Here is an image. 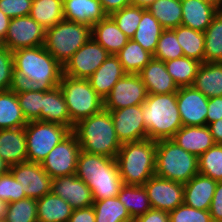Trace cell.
<instances>
[{"instance_id":"7402d4cb","label":"cell","mask_w":222,"mask_h":222,"mask_svg":"<svg viewBox=\"0 0 222 222\" xmlns=\"http://www.w3.org/2000/svg\"><path fill=\"white\" fill-rule=\"evenodd\" d=\"M126 74L117 56L110 54L88 80L92 88L104 100L118 80Z\"/></svg>"},{"instance_id":"9c48e42d","label":"cell","mask_w":222,"mask_h":222,"mask_svg":"<svg viewBox=\"0 0 222 222\" xmlns=\"http://www.w3.org/2000/svg\"><path fill=\"white\" fill-rule=\"evenodd\" d=\"M28 162L41 163L72 131L61 124L30 121L24 127Z\"/></svg>"},{"instance_id":"7dc6e473","label":"cell","mask_w":222,"mask_h":222,"mask_svg":"<svg viewBox=\"0 0 222 222\" xmlns=\"http://www.w3.org/2000/svg\"><path fill=\"white\" fill-rule=\"evenodd\" d=\"M26 198L21 183L18 182L12 173H7L0 176V199L8 203L19 201Z\"/></svg>"},{"instance_id":"91938a15","label":"cell","mask_w":222,"mask_h":222,"mask_svg":"<svg viewBox=\"0 0 222 222\" xmlns=\"http://www.w3.org/2000/svg\"><path fill=\"white\" fill-rule=\"evenodd\" d=\"M9 165L0 157V176L9 171Z\"/></svg>"},{"instance_id":"5b68a950","label":"cell","mask_w":222,"mask_h":222,"mask_svg":"<svg viewBox=\"0 0 222 222\" xmlns=\"http://www.w3.org/2000/svg\"><path fill=\"white\" fill-rule=\"evenodd\" d=\"M156 141L122 143L115 158L124 185L143 186L155 175Z\"/></svg>"},{"instance_id":"8fae6325","label":"cell","mask_w":222,"mask_h":222,"mask_svg":"<svg viewBox=\"0 0 222 222\" xmlns=\"http://www.w3.org/2000/svg\"><path fill=\"white\" fill-rule=\"evenodd\" d=\"M45 30L29 15L12 18L3 40L4 46L12 52L21 48L43 46Z\"/></svg>"},{"instance_id":"6125c7cd","label":"cell","mask_w":222,"mask_h":222,"mask_svg":"<svg viewBox=\"0 0 222 222\" xmlns=\"http://www.w3.org/2000/svg\"><path fill=\"white\" fill-rule=\"evenodd\" d=\"M217 7L222 9V0H217Z\"/></svg>"},{"instance_id":"7a4b0ae2","label":"cell","mask_w":222,"mask_h":222,"mask_svg":"<svg viewBox=\"0 0 222 222\" xmlns=\"http://www.w3.org/2000/svg\"><path fill=\"white\" fill-rule=\"evenodd\" d=\"M76 176L91 189L93 201L117 197L124 185L115 158L80 151Z\"/></svg>"},{"instance_id":"8992f818","label":"cell","mask_w":222,"mask_h":222,"mask_svg":"<svg viewBox=\"0 0 222 222\" xmlns=\"http://www.w3.org/2000/svg\"><path fill=\"white\" fill-rule=\"evenodd\" d=\"M198 173L197 156L185 151L171 139L156 141V176L185 184Z\"/></svg>"},{"instance_id":"680465c9","label":"cell","mask_w":222,"mask_h":222,"mask_svg":"<svg viewBox=\"0 0 222 222\" xmlns=\"http://www.w3.org/2000/svg\"><path fill=\"white\" fill-rule=\"evenodd\" d=\"M7 211H8V202L0 199V219H4L6 217Z\"/></svg>"},{"instance_id":"f6af8a7d","label":"cell","mask_w":222,"mask_h":222,"mask_svg":"<svg viewBox=\"0 0 222 222\" xmlns=\"http://www.w3.org/2000/svg\"><path fill=\"white\" fill-rule=\"evenodd\" d=\"M16 87L13 53L6 47L0 49V91Z\"/></svg>"},{"instance_id":"d590c367","label":"cell","mask_w":222,"mask_h":222,"mask_svg":"<svg viewBox=\"0 0 222 222\" xmlns=\"http://www.w3.org/2000/svg\"><path fill=\"white\" fill-rule=\"evenodd\" d=\"M147 9L164 29H174L181 25V0H156Z\"/></svg>"},{"instance_id":"8d00e7d4","label":"cell","mask_w":222,"mask_h":222,"mask_svg":"<svg viewBox=\"0 0 222 222\" xmlns=\"http://www.w3.org/2000/svg\"><path fill=\"white\" fill-rule=\"evenodd\" d=\"M204 62H222V9L204 31Z\"/></svg>"},{"instance_id":"9a60e30c","label":"cell","mask_w":222,"mask_h":222,"mask_svg":"<svg viewBox=\"0 0 222 222\" xmlns=\"http://www.w3.org/2000/svg\"><path fill=\"white\" fill-rule=\"evenodd\" d=\"M152 209L171 212L184 202V184L172 180L151 177L144 185Z\"/></svg>"},{"instance_id":"5bb4252c","label":"cell","mask_w":222,"mask_h":222,"mask_svg":"<svg viewBox=\"0 0 222 222\" xmlns=\"http://www.w3.org/2000/svg\"><path fill=\"white\" fill-rule=\"evenodd\" d=\"M14 178L21 183L27 198L39 199L51 193L52 178L41 163L23 162L9 167Z\"/></svg>"},{"instance_id":"f546056e","label":"cell","mask_w":222,"mask_h":222,"mask_svg":"<svg viewBox=\"0 0 222 222\" xmlns=\"http://www.w3.org/2000/svg\"><path fill=\"white\" fill-rule=\"evenodd\" d=\"M16 94V87L0 91V130L20 128L27 125Z\"/></svg>"},{"instance_id":"7bdbcfd3","label":"cell","mask_w":222,"mask_h":222,"mask_svg":"<svg viewBox=\"0 0 222 222\" xmlns=\"http://www.w3.org/2000/svg\"><path fill=\"white\" fill-rule=\"evenodd\" d=\"M184 57L183 49L178 43L173 29H164L156 46L153 58L163 62Z\"/></svg>"},{"instance_id":"be15d7a7","label":"cell","mask_w":222,"mask_h":222,"mask_svg":"<svg viewBox=\"0 0 222 222\" xmlns=\"http://www.w3.org/2000/svg\"><path fill=\"white\" fill-rule=\"evenodd\" d=\"M3 47H5L4 42H3V39L0 37V49L3 48Z\"/></svg>"},{"instance_id":"b9f144b4","label":"cell","mask_w":222,"mask_h":222,"mask_svg":"<svg viewBox=\"0 0 222 222\" xmlns=\"http://www.w3.org/2000/svg\"><path fill=\"white\" fill-rule=\"evenodd\" d=\"M109 16L114 20L118 28L128 38L132 39L142 19V7L128 5L111 13Z\"/></svg>"},{"instance_id":"f5cc1de1","label":"cell","mask_w":222,"mask_h":222,"mask_svg":"<svg viewBox=\"0 0 222 222\" xmlns=\"http://www.w3.org/2000/svg\"><path fill=\"white\" fill-rule=\"evenodd\" d=\"M134 222H169V213L150 209L144 215L137 217Z\"/></svg>"},{"instance_id":"3957f363","label":"cell","mask_w":222,"mask_h":222,"mask_svg":"<svg viewBox=\"0 0 222 222\" xmlns=\"http://www.w3.org/2000/svg\"><path fill=\"white\" fill-rule=\"evenodd\" d=\"M82 151L116 158L122 143L119 141L111 114L103 109L79 121L72 131Z\"/></svg>"},{"instance_id":"816d5d0a","label":"cell","mask_w":222,"mask_h":222,"mask_svg":"<svg viewBox=\"0 0 222 222\" xmlns=\"http://www.w3.org/2000/svg\"><path fill=\"white\" fill-rule=\"evenodd\" d=\"M68 222H95L94 207L74 209Z\"/></svg>"},{"instance_id":"1f68e13d","label":"cell","mask_w":222,"mask_h":222,"mask_svg":"<svg viewBox=\"0 0 222 222\" xmlns=\"http://www.w3.org/2000/svg\"><path fill=\"white\" fill-rule=\"evenodd\" d=\"M117 197L126 207L133 220L152 209L144 186L123 185Z\"/></svg>"},{"instance_id":"9f6ffc18","label":"cell","mask_w":222,"mask_h":222,"mask_svg":"<svg viewBox=\"0 0 222 222\" xmlns=\"http://www.w3.org/2000/svg\"><path fill=\"white\" fill-rule=\"evenodd\" d=\"M10 20L11 19L0 10V37L3 40L7 34Z\"/></svg>"},{"instance_id":"836d02e7","label":"cell","mask_w":222,"mask_h":222,"mask_svg":"<svg viewBox=\"0 0 222 222\" xmlns=\"http://www.w3.org/2000/svg\"><path fill=\"white\" fill-rule=\"evenodd\" d=\"M45 29L64 19L63 0H33L29 13Z\"/></svg>"},{"instance_id":"d6a6232c","label":"cell","mask_w":222,"mask_h":222,"mask_svg":"<svg viewBox=\"0 0 222 222\" xmlns=\"http://www.w3.org/2000/svg\"><path fill=\"white\" fill-rule=\"evenodd\" d=\"M127 74H138L153 58L139 43L130 39L116 54Z\"/></svg>"},{"instance_id":"f1b7e54d","label":"cell","mask_w":222,"mask_h":222,"mask_svg":"<svg viewBox=\"0 0 222 222\" xmlns=\"http://www.w3.org/2000/svg\"><path fill=\"white\" fill-rule=\"evenodd\" d=\"M38 222H68L73 209L52 192L36 200Z\"/></svg>"},{"instance_id":"6da1fadb","label":"cell","mask_w":222,"mask_h":222,"mask_svg":"<svg viewBox=\"0 0 222 222\" xmlns=\"http://www.w3.org/2000/svg\"><path fill=\"white\" fill-rule=\"evenodd\" d=\"M12 53L16 86L38 91H50L59 86L63 66L44 46L21 48Z\"/></svg>"},{"instance_id":"681fc988","label":"cell","mask_w":222,"mask_h":222,"mask_svg":"<svg viewBox=\"0 0 222 222\" xmlns=\"http://www.w3.org/2000/svg\"><path fill=\"white\" fill-rule=\"evenodd\" d=\"M209 212L213 222H222V182H217Z\"/></svg>"},{"instance_id":"603a6c76","label":"cell","mask_w":222,"mask_h":222,"mask_svg":"<svg viewBox=\"0 0 222 222\" xmlns=\"http://www.w3.org/2000/svg\"><path fill=\"white\" fill-rule=\"evenodd\" d=\"M0 157L9 166L28 161L24 127L0 130Z\"/></svg>"},{"instance_id":"e0dca14e","label":"cell","mask_w":222,"mask_h":222,"mask_svg":"<svg viewBox=\"0 0 222 222\" xmlns=\"http://www.w3.org/2000/svg\"><path fill=\"white\" fill-rule=\"evenodd\" d=\"M208 97L193 86L179 87L177 104L183 126H206Z\"/></svg>"},{"instance_id":"277c9868","label":"cell","mask_w":222,"mask_h":222,"mask_svg":"<svg viewBox=\"0 0 222 222\" xmlns=\"http://www.w3.org/2000/svg\"><path fill=\"white\" fill-rule=\"evenodd\" d=\"M147 139H171L183 126L177 104V92L148 94L142 103Z\"/></svg>"},{"instance_id":"2e32d148","label":"cell","mask_w":222,"mask_h":222,"mask_svg":"<svg viewBox=\"0 0 222 222\" xmlns=\"http://www.w3.org/2000/svg\"><path fill=\"white\" fill-rule=\"evenodd\" d=\"M108 111L111 114L117 137L121 143L147 139L142 104Z\"/></svg>"},{"instance_id":"30bf717a","label":"cell","mask_w":222,"mask_h":222,"mask_svg":"<svg viewBox=\"0 0 222 222\" xmlns=\"http://www.w3.org/2000/svg\"><path fill=\"white\" fill-rule=\"evenodd\" d=\"M80 151L78 139L71 132L49 152L41 162V165L51 178L76 174L77 159Z\"/></svg>"},{"instance_id":"db71d44e","label":"cell","mask_w":222,"mask_h":222,"mask_svg":"<svg viewBox=\"0 0 222 222\" xmlns=\"http://www.w3.org/2000/svg\"><path fill=\"white\" fill-rule=\"evenodd\" d=\"M103 11L110 15L111 13L121 10L130 5V0H99Z\"/></svg>"},{"instance_id":"52a82bcc","label":"cell","mask_w":222,"mask_h":222,"mask_svg":"<svg viewBox=\"0 0 222 222\" xmlns=\"http://www.w3.org/2000/svg\"><path fill=\"white\" fill-rule=\"evenodd\" d=\"M91 38V27L61 20L45 30L44 48L62 65Z\"/></svg>"},{"instance_id":"4dcf8cb0","label":"cell","mask_w":222,"mask_h":222,"mask_svg":"<svg viewBox=\"0 0 222 222\" xmlns=\"http://www.w3.org/2000/svg\"><path fill=\"white\" fill-rule=\"evenodd\" d=\"M163 30L162 25L149 10L142 7V19L132 40L139 43L146 51L153 55Z\"/></svg>"},{"instance_id":"e575fe53","label":"cell","mask_w":222,"mask_h":222,"mask_svg":"<svg viewBox=\"0 0 222 222\" xmlns=\"http://www.w3.org/2000/svg\"><path fill=\"white\" fill-rule=\"evenodd\" d=\"M173 30L176 33L178 43L183 49L184 57L203 63L205 49L204 32H199L183 25Z\"/></svg>"},{"instance_id":"4fadbf2b","label":"cell","mask_w":222,"mask_h":222,"mask_svg":"<svg viewBox=\"0 0 222 222\" xmlns=\"http://www.w3.org/2000/svg\"><path fill=\"white\" fill-rule=\"evenodd\" d=\"M146 87L138 74H126L113 86L110 94L104 99L105 110L139 105L147 98Z\"/></svg>"},{"instance_id":"d6986e66","label":"cell","mask_w":222,"mask_h":222,"mask_svg":"<svg viewBox=\"0 0 222 222\" xmlns=\"http://www.w3.org/2000/svg\"><path fill=\"white\" fill-rule=\"evenodd\" d=\"M148 94H169L177 92L179 87L167 72L165 62L152 58L138 73Z\"/></svg>"},{"instance_id":"c3c4849f","label":"cell","mask_w":222,"mask_h":222,"mask_svg":"<svg viewBox=\"0 0 222 222\" xmlns=\"http://www.w3.org/2000/svg\"><path fill=\"white\" fill-rule=\"evenodd\" d=\"M33 0H0V10L10 19L29 15Z\"/></svg>"},{"instance_id":"484cf974","label":"cell","mask_w":222,"mask_h":222,"mask_svg":"<svg viewBox=\"0 0 222 222\" xmlns=\"http://www.w3.org/2000/svg\"><path fill=\"white\" fill-rule=\"evenodd\" d=\"M91 37L112 55L130 40L109 15L91 27Z\"/></svg>"},{"instance_id":"ba28073f","label":"cell","mask_w":222,"mask_h":222,"mask_svg":"<svg viewBox=\"0 0 222 222\" xmlns=\"http://www.w3.org/2000/svg\"><path fill=\"white\" fill-rule=\"evenodd\" d=\"M59 87L74 125L104 109V100L92 88L88 79L63 75Z\"/></svg>"},{"instance_id":"83f0119b","label":"cell","mask_w":222,"mask_h":222,"mask_svg":"<svg viewBox=\"0 0 222 222\" xmlns=\"http://www.w3.org/2000/svg\"><path fill=\"white\" fill-rule=\"evenodd\" d=\"M192 86L208 98L222 96V62H203Z\"/></svg>"},{"instance_id":"7c38bea8","label":"cell","mask_w":222,"mask_h":222,"mask_svg":"<svg viewBox=\"0 0 222 222\" xmlns=\"http://www.w3.org/2000/svg\"><path fill=\"white\" fill-rule=\"evenodd\" d=\"M110 55L92 37L63 66V75L88 79Z\"/></svg>"},{"instance_id":"e7e4bbea","label":"cell","mask_w":222,"mask_h":222,"mask_svg":"<svg viewBox=\"0 0 222 222\" xmlns=\"http://www.w3.org/2000/svg\"><path fill=\"white\" fill-rule=\"evenodd\" d=\"M0 222H6L5 219H0Z\"/></svg>"},{"instance_id":"ac0fdd59","label":"cell","mask_w":222,"mask_h":222,"mask_svg":"<svg viewBox=\"0 0 222 222\" xmlns=\"http://www.w3.org/2000/svg\"><path fill=\"white\" fill-rule=\"evenodd\" d=\"M51 192L68 202L73 210L90 207L94 202L91 189L76 174L52 178Z\"/></svg>"},{"instance_id":"74e56055","label":"cell","mask_w":222,"mask_h":222,"mask_svg":"<svg viewBox=\"0 0 222 222\" xmlns=\"http://www.w3.org/2000/svg\"><path fill=\"white\" fill-rule=\"evenodd\" d=\"M95 222H133L126 207L118 197L93 202Z\"/></svg>"},{"instance_id":"4316f807","label":"cell","mask_w":222,"mask_h":222,"mask_svg":"<svg viewBox=\"0 0 222 222\" xmlns=\"http://www.w3.org/2000/svg\"><path fill=\"white\" fill-rule=\"evenodd\" d=\"M40 121L58 123L73 131L75 125L70 120L67 105L59 86L50 91H43Z\"/></svg>"},{"instance_id":"bcb514c9","label":"cell","mask_w":222,"mask_h":222,"mask_svg":"<svg viewBox=\"0 0 222 222\" xmlns=\"http://www.w3.org/2000/svg\"><path fill=\"white\" fill-rule=\"evenodd\" d=\"M169 222H213L209 210H199L184 203L169 212Z\"/></svg>"},{"instance_id":"6f0895ef","label":"cell","mask_w":222,"mask_h":222,"mask_svg":"<svg viewBox=\"0 0 222 222\" xmlns=\"http://www.w3.org/2000/svg\"><path fill=\"white\" fill-rule=\"evenodd\" d=\"M156 0H130V5L147 8Z\"/></svg>"},{"instance_id":"d4e9b609","label":"cell","mask_w":222,"mask_h":222,"mask_svg":"<svg viewBox=\"0 0 222 222\" xmlns=\"http://www.w3.org/2000/svg\"><path fill=\"white\" fill-rule=\"evenodd\" d=\"M64 19L92 27L107 14L99 0H63Z\"/></svg>"},{"instance_id":"94428289","label":"cell","mask_w":222,"mask_h":222,"mask_svg":"<svg viewBox=\"0 0 222 222\" xmlns=\"http://www.w3.org/2000/svg\"><path fill=\"white\" fill-rule=\"evenodd\" d=\"M205 3H210V4H217V0H199Z\"/></svg>"},{"instance_id":"ee69618b","label":"cell","mask_w":222,"mask_h":222,"mask_svg":"<svg viewBox=\"0 0 222 222\" xmlns=\"http://www.w3.org/2000/svg\"><path fill=\"white\" fill-rule=\"evenodd\" d=\"M37 202L33 198H24L8 203L6 222H38Z\"/></svg>"},{"instance_id":"ab89813d","label":"cell","mask_w":222,"mask_h":222,"mask_svg":"<svg viewBox=\"0 0 222 222\" xmlns=\"http://www.w3.org/2000/svg\"><path fill=\"white\" fill-rule=\"evenodd\" d=\"M16 94L22 113L27 120L40 121L43 103V91L33 90L28 86H16Z\"/></svg>"},{"instance_id":"f35d334b","label":"cell","mask_w":222,"mask_h":222,"mask_svg":"<svg viewBox=\"0 0 222 222\" xmlns=\"http://www.w3.org/2000/svg\"><path fill=\"white\" fill-rule=\"evenodd\" d=\"M201 64L188 57H179L165 62L167 72L178 87L192 86Z\"/></svg>"},{"instance_id":"cb8c5ba5","label":"cell","mask_w":222,"mask_h":222,"mask_svg":"<svg viewBox=\"0 0 222 222\" xmlns=\"http://www.w3.org/2000/svg\"><path fill=\"white\" fill-rule=\"evenodd\" d=\"M181 4V25L199 32H204L207 29L213 17L220 10L217 4L205 3L199 0H181Z\"/></svg>"},{"instance_id":"ffe728a7","label":"cell","mask_w":222,"mask_h":222,"mask_svg":"<svg viewBox=\"0 0 222 222\" xmlns=\"http://www.w3.org/2000/svg\"><path fill=\"white\" fill-rule=\"evenodd\" d=\"M171 140L198 158L216 144L207 125L182 126Z\"/></svg>"},{"instance_id":"11a10c76","label":"cell","mask_w":222,"mask_h":222,"mask_svg":"<svg viewBox=\"0 0 222 222\" xmlns=\"http://www.w3.org/2000/svg\"><path fill=\"white\" fill-rule=\"evenodd\" d=\"M216 144H222V119L207 125Z\"/></svg>"},{"instance_id":"60d3db41","label":"cell","mask_w":222,"mask_h":222,"mask_svg":"<svg viewBox=\"0 0 222 222\" xmlns=\"http://www.w3.org/2000/svg\"><path fill=\"white\" fill-rule=\"evenodd\" d=\"M199 173L222 182V144H215L198 158Z\"/></svg>"},{"instance_id":"f907efd6","label":"cell","mask_w":222,"mask_h":222,"mask_svg":"<svg viewBox=\"0 0 222 222\" xmlns=\"http://www.w3.org/2000/svg\"><path fill=\"white\" fill-rule=\"evenodd\" d=\"M207 125L222 119V96L211 97L208 99Z\"/></svg>"},{"instance_id":"44dd1931","label":"cell","mask_w":222,"mask_h":222,"mask_svg":"<svg viewBox=\"0 0 222 222\" xmlns=\"http://www.w3.org/2000/svg\"><path fill=\"white\" fill-rule=\"evenodd\" d=\"M217 181L198 173L184 184V204L199 210H209Z\"/></svg>"}]
</instances>
